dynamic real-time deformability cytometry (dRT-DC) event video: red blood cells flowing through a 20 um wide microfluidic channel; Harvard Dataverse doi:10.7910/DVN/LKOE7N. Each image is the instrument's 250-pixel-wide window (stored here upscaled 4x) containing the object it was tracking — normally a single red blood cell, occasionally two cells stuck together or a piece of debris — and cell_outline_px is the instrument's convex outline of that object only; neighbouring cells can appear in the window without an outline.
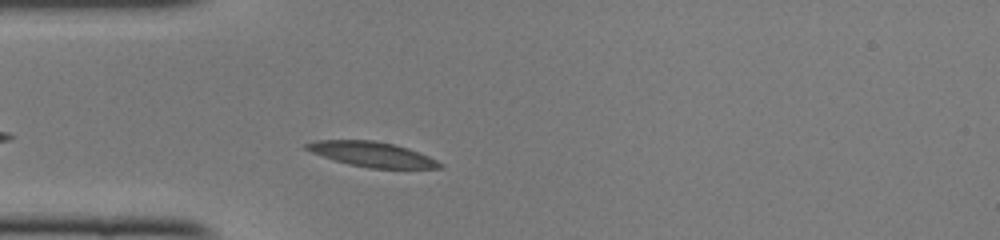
{"species": "common noctule bat (a hibernating species)", "species_latin": "Nyctalus noctula", "temperature_condition": "cold", "stored_images_in_passage": 39, "camera_frame_rate_fps": 3000, "um_per_image_px": 0.085, "animal": {"sex": "female", "body_mass_g": 22.0, "forearm_length_mm": 56.7}, "frame": {"image": 1, "passage_image": 6, "time_ms": 1.667, "image_size_px": [1000, 240], "cell_outline_px": [[444, 164], [440, 168], [368, 168], [348, 164], [312, 152], [304, 148], [304, 144], [316, 140], [372, 140], [392, 144], [408, 148], [428, 156]], "centroid_in_image_um": [31.62, 13.11], "position_along_channel_um": 53.4, "area_um2": 19.13}}
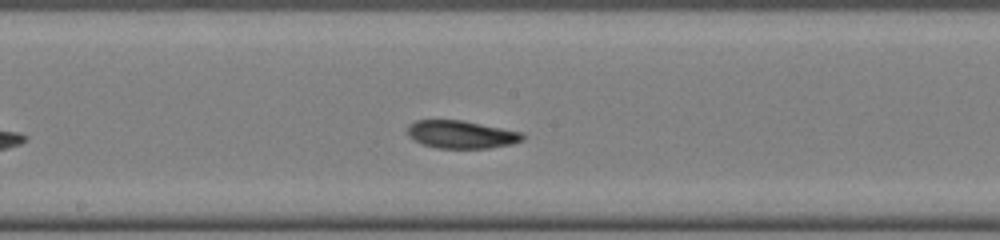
{"frame": {"image": 2, "passage_image": 18, "time_ms": 5.667, "image_size_px": [1000, 240], "cell_outline_px": [[524, 140], [512, 144], [488, 148], [436, 148], [424, 144], [408, 136], [408, 124], [416, 120], [464, 120], [524, 132]], "centroid_in_image_um": [39.25, 11.42], "position_along_channel_um": 208.9, "area_um2": 18.79}}
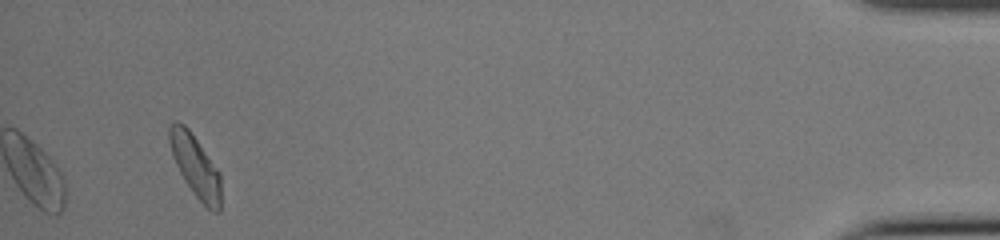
{"frame": {"image": 3, "passage_image": 39, "time_ms": 12.667, "image_size_px": [1000, 240], "cell_outline_px": [[220, 212], [212, 212], [196, 196], [184, 180], [172, 156], [168, 140], [168, 128], [176, 120], [184, 124], [188, 128], [220, 172]], "centroid_in_image_um": [16.59, 14.09], "position_along_channel_um": 418.6, "area_um2": 18.44}, "authors_computed_cell_mechanics": {"area_um2": 18.9006, "velocity_mm_per_s": 4.0639, "shape_relaxation_time_tau1_ms": 4.3939, "shape_relaxation_time_tau2_ms": 7.4282, "deformation_change_tau1": 0.1452, "deformation_change_tau2": 0.1551}}